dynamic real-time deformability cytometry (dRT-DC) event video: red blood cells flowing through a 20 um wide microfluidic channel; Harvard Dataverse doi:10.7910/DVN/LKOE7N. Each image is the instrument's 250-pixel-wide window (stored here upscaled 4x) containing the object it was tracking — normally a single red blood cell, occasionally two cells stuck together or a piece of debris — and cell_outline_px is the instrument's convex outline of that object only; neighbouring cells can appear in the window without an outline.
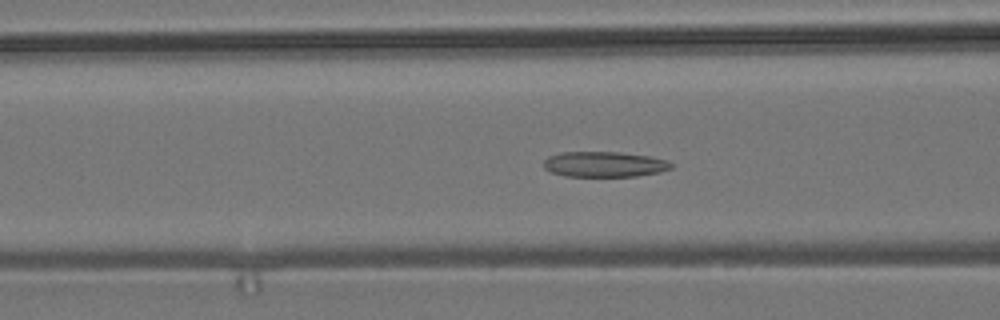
{"species": "common noctule bat (a hibernating species)", "species_latin": "Nyctalus noctula", "temperature_condition": "room temperature", "stored_images_in_passage": 34, "camera_frame_rate_fps": 3000, "um_per_image_px": 0.085, "animal": {"sex": "male", "body_mass_g": 19.2, "forearm_length_mm": 51.8}, "frame": {"image": 1, "passage_image": 4, "time_ms": 1.0, "image_size_px": [1000, 320], "cell_outline_px": [[676, 164], [672, 168], [660, 172], [636, 176], [564, 176], [552, 172], [544, 168], [544, 160], [548, 156], [560, 152], [620, 152], [648, 156], [668, 160]], "centroid_in_image_um": [51.4, 13.96], "position_along_channel_um": 115.2, "area_um2": 19.02}}
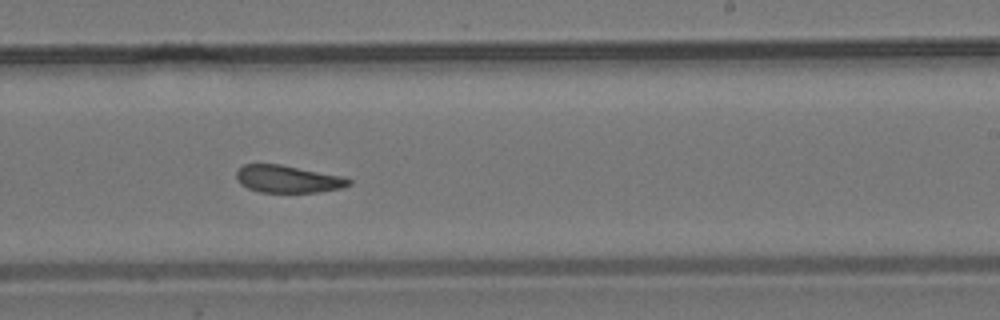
{"frame": {"image": 2, "passage_image": 16, "time_ms": 5.0, "image_size_px": [1000, 320], "cell_outline_px": [[352, 184], [340, 188], [316, 192], [260, 192], [248, 188], [240, 184], [236, 180], [236, 172], [244, 164], [280, 164], [344, 176], [352, 180]], "centroid_in_image_um": [24.47, 15.21], "position_along_channel_um": 264.5, "area_um2": 17.98}}
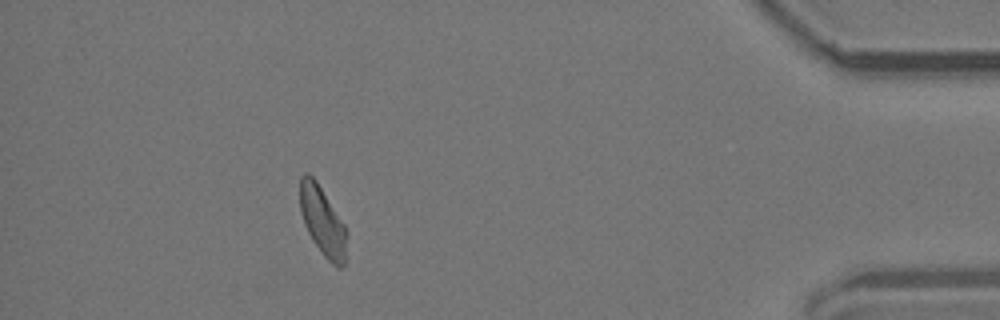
{"frame": {"image": 3, "passage_image": 32, "time_ms": 10.333, "image_size_px": [1000, 320], "cell_outline_px": [[348, 232], [344, 264], [340, 268], [336, 268], [324, 256], [312, 240], [304, 224], [300, 212], [300, 176], [304, 172], [308, 172], [316, 180], [344, 224]], "centroid_in_image_um": [27.42, 18.8], "position_along_channel_um": 407.8, "area_um2": 18.9}}